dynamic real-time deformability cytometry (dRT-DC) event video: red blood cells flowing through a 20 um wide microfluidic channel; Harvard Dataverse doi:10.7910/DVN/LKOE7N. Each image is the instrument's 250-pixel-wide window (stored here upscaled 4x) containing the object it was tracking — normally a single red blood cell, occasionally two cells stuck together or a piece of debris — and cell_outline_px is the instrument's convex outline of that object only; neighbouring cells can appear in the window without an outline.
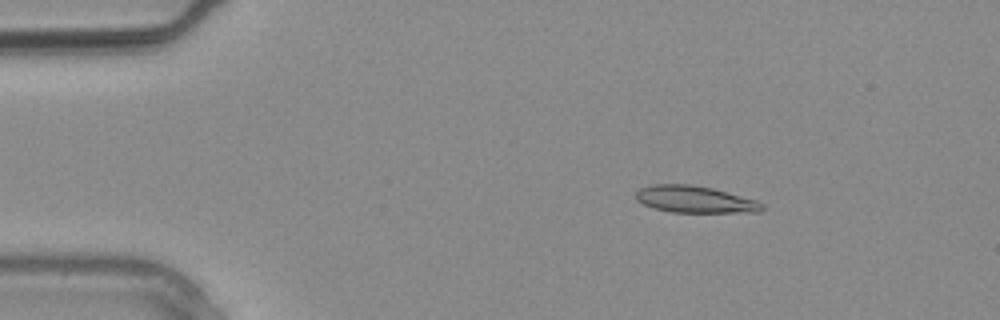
{"species": "common noctule bat (a hibernating species)", "species_latin": "Nyctalus noctula", "temperature_condition": "warm", "stored_images_in_passage": 3, "camera_frame_rate_fps": 3000, "um_per_image_px": 0.085, "animal": {"sex": "male", "body_mass_g": 20.4}, "frame": {"image": 1, "passage_image": 2, "time_ms": 0.333, "image_size_px": [1000, 320], "cell_outline_px": [[764, 208], [760, 212], [672, 212], [656, 208], [644, 204], [636, 200], [636, 192], [640, 188], [652, 184], [692, 184], [712, 188], [756, 200], [764, 204]], "centroid_in_image_um": [59.07, 16.94], "position_along_channel_um": 25.9, "area_um2": 19.65}}
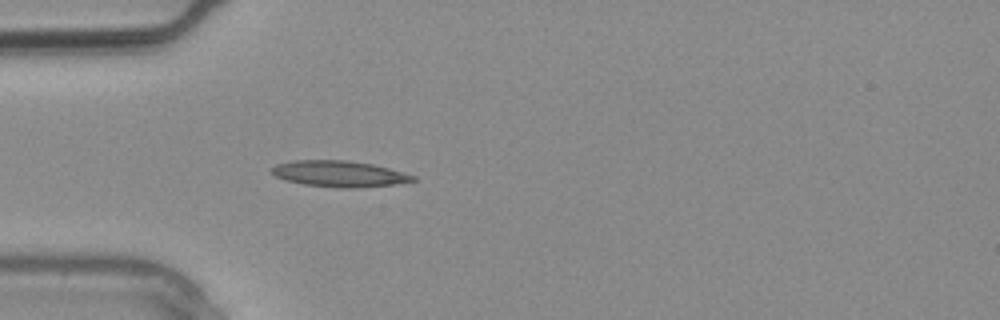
{"frame": {"image": 2, "passage_image": 3, "time_ms": 0.667, "image_size_px": [1000, 320], "cell_outline_px": [[416, 180], [392, 184], [360, 188], [336, 188], [304, 184], [284, 180], [276, 176], [272, 172], [272, 168], [276, 164], [292, 160], [344, 160], [372, 164], [388, 168], [416, 176]], "centroid_in_image_um": [28.81, 14.77], "position_along_channel_um": 56.2, "area_um2": 21.39}}